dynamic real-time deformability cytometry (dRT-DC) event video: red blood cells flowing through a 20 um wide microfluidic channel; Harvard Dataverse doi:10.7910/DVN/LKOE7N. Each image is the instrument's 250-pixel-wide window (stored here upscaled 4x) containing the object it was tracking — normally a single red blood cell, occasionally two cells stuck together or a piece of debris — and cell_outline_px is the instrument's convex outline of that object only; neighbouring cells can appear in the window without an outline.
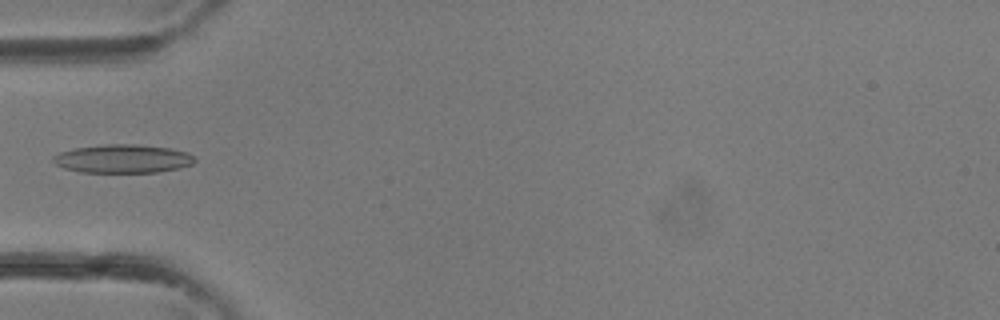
{"species": "common noctule bat (a hibernating species)", "species_latin": "Nyctalus noctula", "temperature_condition": "room temperature", "stored_images_in_passage": 30, "camera_frame_rate_fps": 3000, "um_per_image_px": 0.085, "animal": {"sex": "female"}, "frame": {"image": 1, "passage_image": 6, "time_ms": 1.667, "image_size_px": [1000, 320], "cell_outline_px": [[196, 160], [192, 164], [176, 168], [156, 172], [80, 172], [64, 168], [56, 164], [52, 160], [52, 156], [60, 152], [72, 148], [104, 144], [136, 144], [168, 148], [188, 152], [196, 156]], "centroid_in_image_um": [10.42, 13.48], "position_along_channel_um": 74.6, "area_um2": 23.52}}
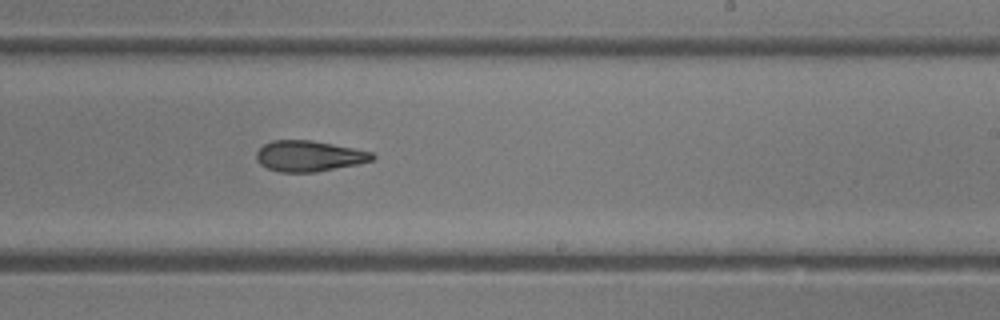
{"frame": {"image": 2, "passage_image": 16, "time_ms": 5.0, "image_size_px": [1000, 320], "cell_outline_px": [[376, 156], [372, 160], [356, 164], [316, 172], [280, 172], [268, 168], [260, 164], [256, 160], [256, 152], [264, 144], [272, 140], [312, 140], [372, 152]], "centroid_in_image_um": [26.23, 13.26], "position_along_channel_um": 262.8, "area_um2": 20.63}}
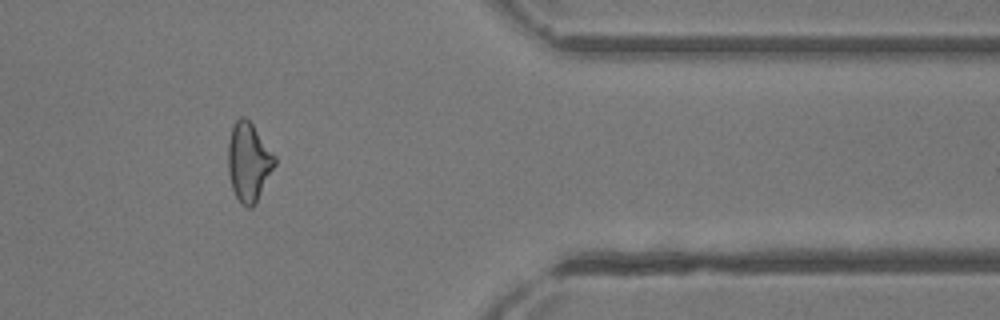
{"frame": {"image": 3, "passage_image": 24, "time_ms": 7.667, "image_size_px": [1000, 320], "cell_outline_px": [[276, 164], [256, 204], [252, 208], [248, 208], [240, 204], [232, 188], [228, 172], [228, 140], [232, 124], [240, 116], [244, 116], [252, 124], [276, 156]], "centroid_in_image_um": [21.13, 13.78], "position_along_channel_um": 390.3, "area_um2": 21.68}}